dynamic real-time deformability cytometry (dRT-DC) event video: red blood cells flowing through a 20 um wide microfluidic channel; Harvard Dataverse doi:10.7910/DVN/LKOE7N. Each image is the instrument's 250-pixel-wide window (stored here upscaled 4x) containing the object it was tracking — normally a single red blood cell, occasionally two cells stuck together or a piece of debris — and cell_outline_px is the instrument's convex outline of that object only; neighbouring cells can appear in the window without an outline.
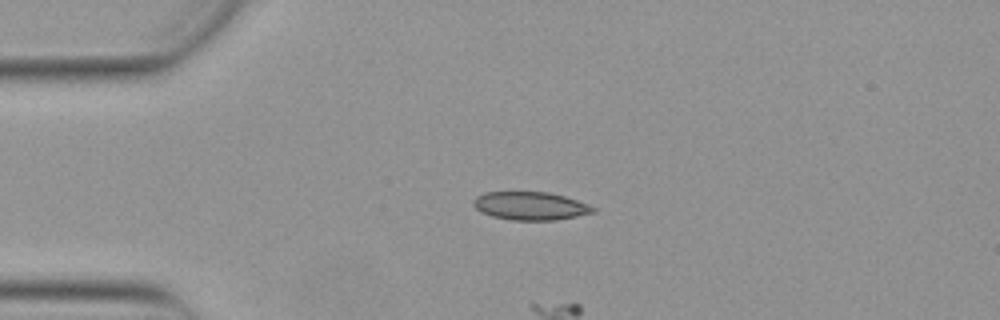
{"species": "Egyptian fruit bat (a non-hibernating species)", "species_latin": "Rousettus aegyptiacus", "temperature_condition": "warm", "stored_images_in_passage": 16, "camera_frame_rate_fps": 3000, "um_per_image_px": 0.085, "animal": {"sex": "female"}, "frame": {"image": 1, "passage_image": 1, "time_ms": 0.0, "image_size_px": [1000, 320], "cell_outline_px": [[596, 212], [556, 220], [512, 220], [492, 216], [480, 212], [472, 204], [472, 200], [476, 196], [484, 192], [548, 192], [564, 196], [588, 204], [596, 208]], "centroid_in_image_um": [45.06, 17.5], "position_along_channel_um": 39.9, "area_um2": 19.71}}